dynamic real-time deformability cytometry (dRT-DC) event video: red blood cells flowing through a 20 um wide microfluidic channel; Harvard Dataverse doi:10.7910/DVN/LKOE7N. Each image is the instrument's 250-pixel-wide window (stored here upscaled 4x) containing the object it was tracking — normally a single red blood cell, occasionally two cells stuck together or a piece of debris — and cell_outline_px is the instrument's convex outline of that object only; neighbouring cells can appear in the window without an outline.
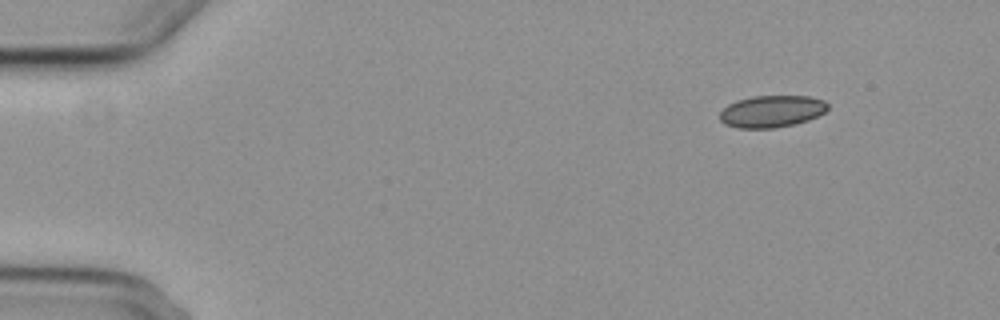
{"species": "common noctule bat (a hibernating species)", "species_latin": "Nyctalus noctula", "temperature_condition": "cold", "stored_images_in_passage": 5, "camera_frame_rate_fps": 3000, "um_per_image_px": 0.085, "animal": {"sex": "female", "body_mass_g": 29.2, "forearm_length_mm": 56.3}, "frame": {"image": 1, "passage_image": 1, "time_ms": 0.0, "image_size_px": [1000, 320], "cell_outline_px": [[828, 108], [824, 112], [808, 120], [796, 124], [772, 128], [736, 128], [724, 124], [720, 120], [720, 112], [728, 104], [736, 100], [752, 96], [808, 96], [824, 100], [828, 104]], "centroid_in_image_um": [65.57, 9.46], "position_along_channel_um": 19.4, "area_um2": 20.17}}
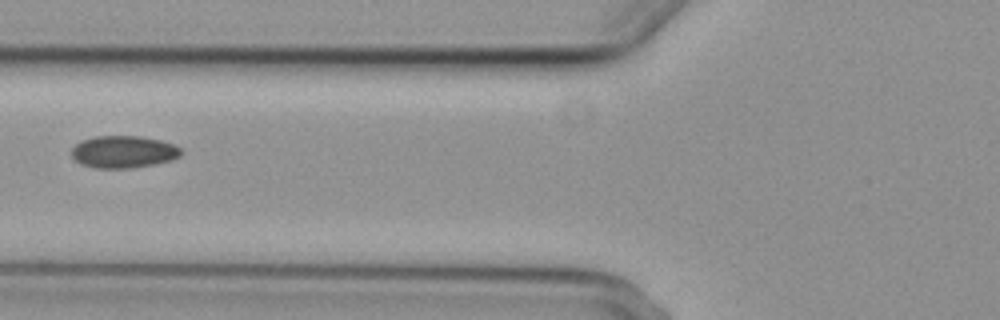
{"frame": {"image": 2, "passage_image": 5, "time_ms": 5.333, "image_size_px": [1000, 320], "cell_outline_px": [[180, 156], [172, 160], [132, 168], [96, 168], [80, 164], [72, 156], [72, 148], [80, 140], [96, 136], [140, 136], [160, 140], [172, 144], [180, 148]], "centroid_in_image_um": [10.46, 12.9], "position_along_channel_um": 115.3, "area_um2": 20.46}}